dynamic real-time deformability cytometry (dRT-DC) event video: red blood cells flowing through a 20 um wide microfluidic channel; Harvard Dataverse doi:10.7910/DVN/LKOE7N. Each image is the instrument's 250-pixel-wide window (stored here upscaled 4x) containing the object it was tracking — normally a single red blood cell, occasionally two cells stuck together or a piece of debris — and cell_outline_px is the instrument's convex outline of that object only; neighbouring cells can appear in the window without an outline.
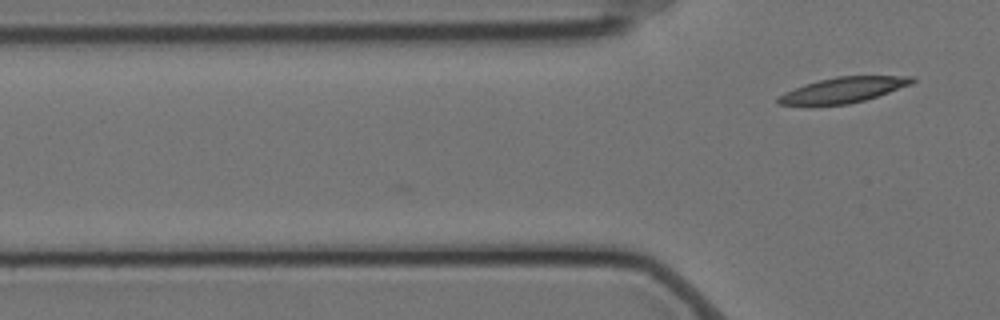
{"species": "Egyptian fruit bat (a non-hibernating species)", "species_latin": "Rousettus aegyptiacus", "temperature_condition": "cold", "stored_images_in_passage": 4, "camera_frame_rate_fps": 3000, "um_per_image_px": 0.085, "animal": {"sex": "female"}, "frame": {"image": 1, "passage_image": 4, "time_ms": 1.0, "image_size_px": [1000, 320], "cell_outline_px": [[916, 80], [912, 84], [864, 100], [848, 104], [776, 104], [776, 96], [784, 92], [804, 84], [836, 76], [916, 76]], "centroid_in_image_um": [71.68, 7.63], "position_along_channel_um": 54.1, "area_um2": 19.59}}